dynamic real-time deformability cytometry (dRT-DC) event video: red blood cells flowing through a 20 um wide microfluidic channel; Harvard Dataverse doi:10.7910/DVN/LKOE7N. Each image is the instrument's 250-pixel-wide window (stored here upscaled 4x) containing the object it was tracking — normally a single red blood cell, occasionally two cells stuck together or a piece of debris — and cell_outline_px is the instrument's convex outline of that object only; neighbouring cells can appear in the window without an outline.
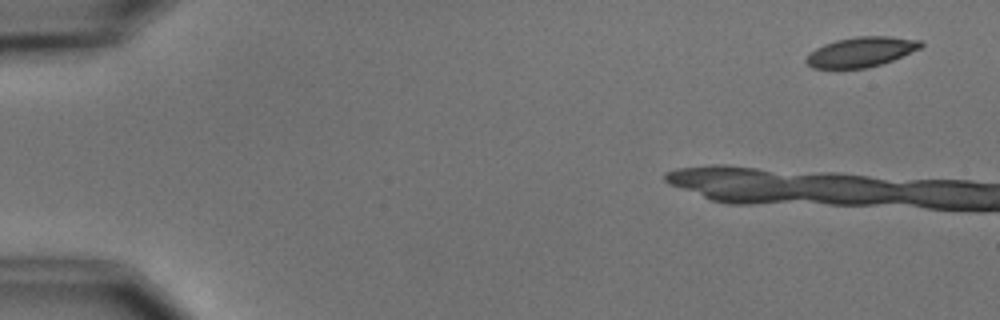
{"species": "common noctule bat (a hibernating species)", "species_latin": "Nyctalus noctula", "temperature_condition": "cold", "stored_images_in_passage": 3, "camera_frame_rate_fps": 3000, "um_per_image_px": 0.085, "animal": {"sex": "male", "body_mass_g": 15.6}, "frame": {"image": 1, "passage_image": 1, "time_ms": 0.0, "image_size_px": [1000, 320], "cell_outline_px": [[924, 44], [920, 48], [892, 60], [880, 64], [864, 68], [812, 68], [804, 60], [816, 48], [824, 44], [836, 40], [856, 36], [888, 36], [924, 40]], "centroid_in_image_um": [73.22, 4.4], "position_along_channel_um": 11.8, "area_um2": 19.83}}